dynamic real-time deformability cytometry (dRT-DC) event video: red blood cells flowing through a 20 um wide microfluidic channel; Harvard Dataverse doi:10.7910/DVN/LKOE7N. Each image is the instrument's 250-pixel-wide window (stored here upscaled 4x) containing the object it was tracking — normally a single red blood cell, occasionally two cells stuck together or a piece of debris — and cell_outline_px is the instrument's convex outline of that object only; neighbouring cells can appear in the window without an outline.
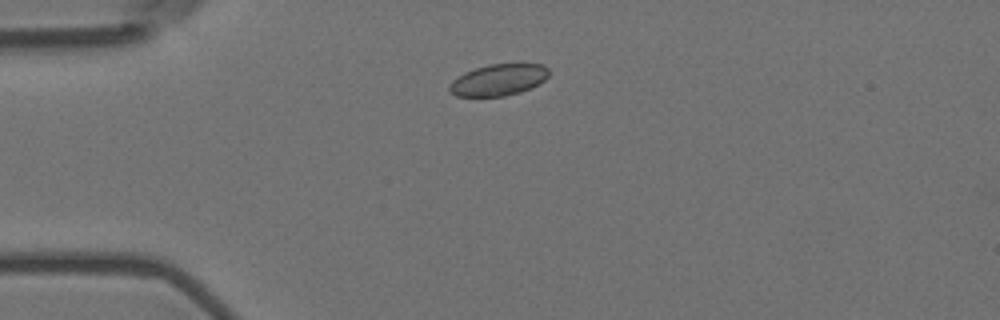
{"species": "Egyptian fruit bat (a non-hibernating species)", "species_latin": "Rousettus aegyptiacus", "temperature_condition": "room temperature", "stored_images_in_passage": 8, "camera_frame_rate_fps": 3000, "um_per_image_px": 0.085, "animal": {"sex": "female"}, "frame": {"image": 1, "passage_image": 3, "time_ms": 0.667, "image_size_px": [1000, 320], "cell_outline_px": [[548, 76], [540, 84], [532, 88], [520, 92], [504, 96], [456, 96], [448, 92], [448, 88], [452, 80], [464, 72], [488, 64], [544, 64], [548, 68]], "centroid_in_image_um": [42.36, 6.79], "position_along_channel_um": 42.6, "area_um2": 18.38}}
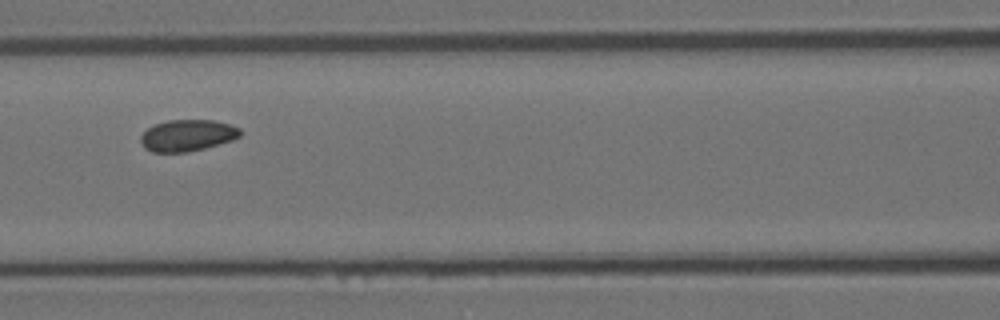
{"frame": {"image": 2, "passage_image": 6, "time_ms": 1.667, "image_size_px": [1000, 320], "cell_outline_px": [[240, 136], [232, 140], [204, 148], [188, 152], [152, 152], [144, 148], [140, 140], [140, 136], [148, 128], [156, 124], [168, 120], [212, 120], [228, 124], [240, 128]], "centroid_in_image_um": [15.9, 11.51], "position_along_channel_um": 150.7, "area_um2": 18.15}}
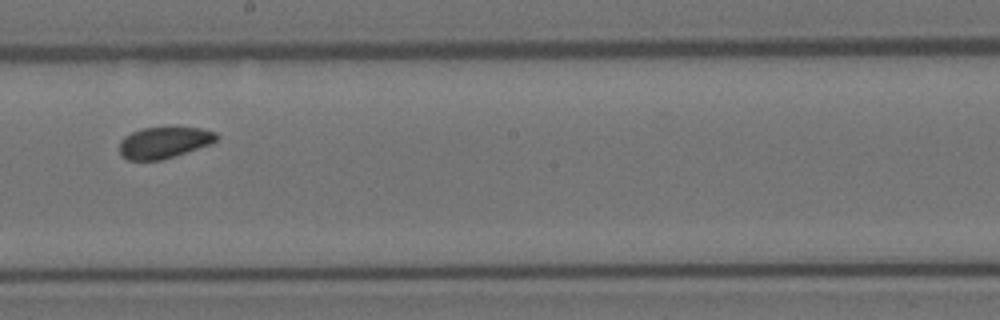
{"frame": {"image": 3, "passage_image": 8, "time_ms": 2.333, "image_size_px": [1000, 320], "cell_outline_px": [[220, 136], [216, 140], [208, 144], [160, 160], [128, 160], [120, 156], [120, 140], [124, 136], [132, 132], [144, 128], [200, 128], [216, 132]], "centroid_in_image_um": [13.9, 12.11], "position_along_channel_um": 234.3, "area_um2": 17.34}}